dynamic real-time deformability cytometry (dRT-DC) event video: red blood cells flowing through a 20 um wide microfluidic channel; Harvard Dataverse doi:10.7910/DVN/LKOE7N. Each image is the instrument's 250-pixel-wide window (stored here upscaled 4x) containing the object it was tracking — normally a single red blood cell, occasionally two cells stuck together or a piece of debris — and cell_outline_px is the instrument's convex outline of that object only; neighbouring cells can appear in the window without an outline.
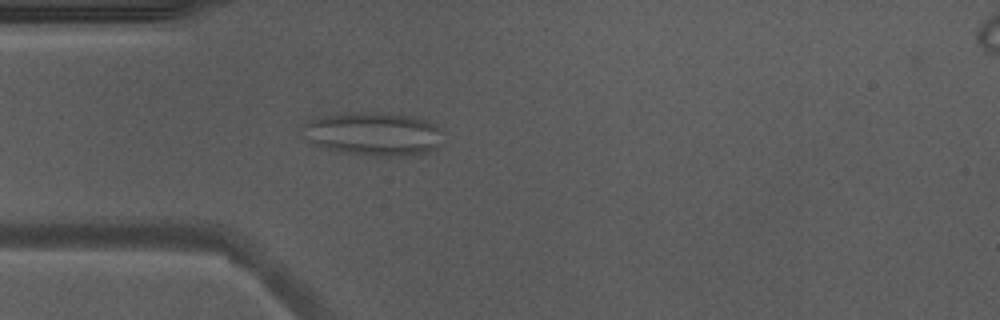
{"species": "Egyptian fruit bat (a non-hibernating species)", "species_latin": "Rousettus aegyptiacus", "temperature_condition": "warm", "stored_images_in_passage": 50, "camera_frame_rate_fps": 3000, "um_per_image_px": 0.085, "animal": {"sex": "male"}, "frame": {"image": 1, "passage_image": 13, "time_ms": 4.0, "image_size_px": [1000, 320], "cell_outline_px": [[436, 148], [424, 152], [400, 156], [376, 156], [340, 152], [316, 144], [308, 140], [304, 124], [320, 116], [344, 112], [392, 112], [424, 120], [432, 124], [436, 128]], "centroid_in_image_um": [31.66, 11.36], "position_along_channel_um": 53.3, "area_um2": 34.51}}
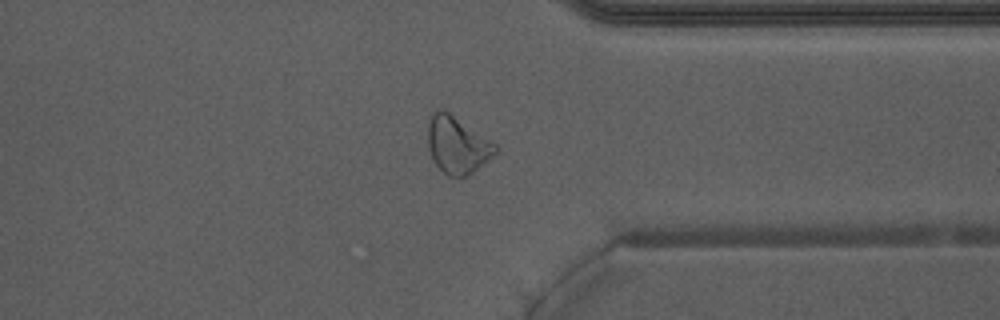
{"frame": {"image": 2, "passage_image": 38, "time_ms": 12.333, "image_size_px": [1000, 320], "cell_outline_px": [[496, 152], [472, 172], [464, 176], [448, 176], [432, 160], [428, 148], [428, 120], [432, 112], [440, 108], [444, 108], [496, 144]], "centroid_in_image_um": [38.81, 12.27], "position_along_channel_um": 372.6, "area_um2": 22.2}}
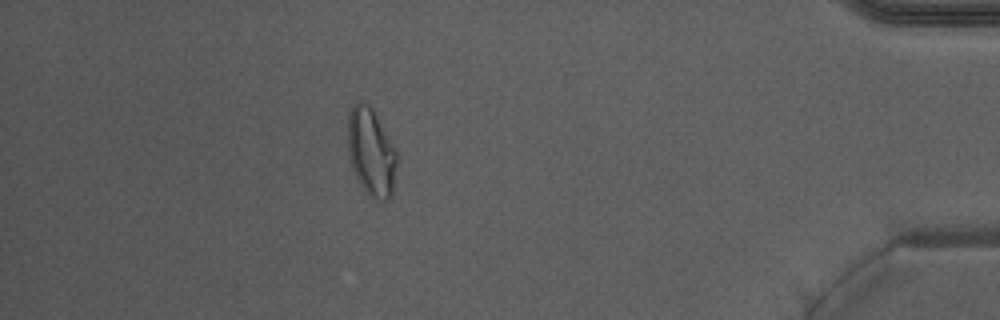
{"frame": {"image": 3, "passage_image": 44, "time_ms": 14.333, "image_size_px": [1000, 320], "cell_outline_px": [[396, 164], [392, 192], [388, 200], [380, 200], [368, 196], [360, 184], [352, 168], [348, 152], [348, 116], [356, 100], [364, 100], [372, 108], [396, 152]], "centroid_in_image_um": [31.52, 12.92], "position_along_channel_um": 403.7, "area_um2": 24.74}, "authors_computed_cell_mechanics": {"area_um2": 24.4205, "velocity_mm_per_s": 3.9494, "shape_relaxation_time_tau1_ms": null, "shape_relaxation_time_tau2_ms": 1.9756, "deformation_change_tau1": null, "deformation_change_tau2": 0.1065}}